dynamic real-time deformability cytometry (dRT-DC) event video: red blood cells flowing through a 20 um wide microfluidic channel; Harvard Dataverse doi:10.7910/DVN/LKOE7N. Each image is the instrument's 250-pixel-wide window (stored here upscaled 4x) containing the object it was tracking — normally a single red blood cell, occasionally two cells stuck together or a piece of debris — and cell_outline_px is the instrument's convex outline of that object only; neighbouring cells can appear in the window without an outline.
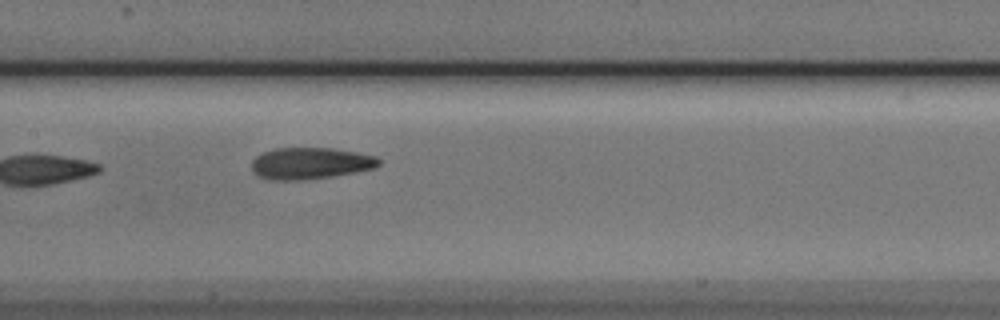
{"species": "Egyptian fruit bat (a non-hibernating species)", "species_latin": "Rousettus aegyptiacus", "temperature_condition": "cold", "stored_images_in_passage": 7, "camera_frame_rate_fps": 3000, "um_per_image_px": 0.085, "animal": {"sex": "male"}, "frame": {"image": 1, "passage_image": 7, "time_ms": 2.0, "image_size_px": [1000, 320], "cell_outline_px": [[380, 164], [372, 168], [332, 176], [300, 180], [272, 180], [256, 176], [252, 172], [252, 160], [256, 156], [264, 152], [276, 148], [332, 148], [356, 152], [376, 156], [380, 160]], "centroid_in_image_um": [26.33, 13.88], "position_along_channel_um": 181.1, "area_um2": 23.29}}